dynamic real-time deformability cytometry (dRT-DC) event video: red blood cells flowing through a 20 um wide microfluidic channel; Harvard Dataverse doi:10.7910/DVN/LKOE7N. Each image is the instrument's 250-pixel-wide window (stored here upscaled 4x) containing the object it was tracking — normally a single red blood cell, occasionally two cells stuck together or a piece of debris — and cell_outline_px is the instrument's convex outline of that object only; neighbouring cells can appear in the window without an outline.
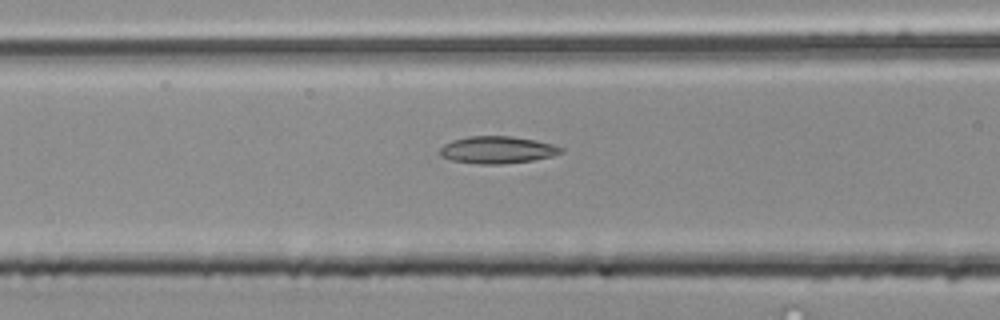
{"species": "common noctule bat (a hibernating species)", "species_latin": "Nyctalus noctula", "temperature_condition": "room temperature", "stored_images_in_passage": 6, "segment_of_instrument_passage": [2, 2], "camera_frame_rate_fps": 3000, "um_per_image_px": 0.085, "animal": {"sex": "male", "body_mass_g": 20.4}, "frame": {"image": 1, "passage_image": 6, "time_ms": 1.667, "image_size_px": [1000, 320], "cell_outline_px": [[564, 152], [552, 156], [532, 160], [500, 164], [480, 164], [452, 160], [440, 156], [440, 148], [444, 144], [452, 140], [468, 136], [512, 136], [552, 144], [564, 148]], "centroid_in_image_um": [42.26, 12.73], "position_along_channel_um": 124.3, "area_um2": 19.07}}